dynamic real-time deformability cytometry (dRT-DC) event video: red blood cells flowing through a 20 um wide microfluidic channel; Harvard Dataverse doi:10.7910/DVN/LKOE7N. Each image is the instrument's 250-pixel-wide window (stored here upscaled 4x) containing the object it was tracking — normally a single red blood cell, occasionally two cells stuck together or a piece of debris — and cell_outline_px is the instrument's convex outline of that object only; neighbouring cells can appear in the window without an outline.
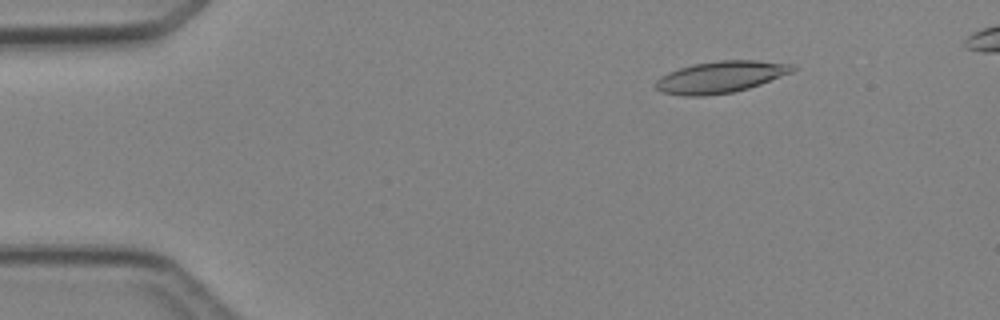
{"species": "Egyptian fruit bat (a non-hibernating species)", "species_latin": "Rousettus aegyptiacus", "temperature_condition": "cold", "stored_images_in_passage": 4, "camera_frame_rate_fps": 3000, "um_per_image_px": 0.085, "animal": {"sex": "female"}, "frame": {"image": 1, "passage_image": 1, "time_ms": 0.0, "image_size_px": [1000, 320], "cell_outline_px": [[796, 68], [792, 72], [760, 84], [748, 88], [732, 92], [704, 96], [684, 96], [660, 92], [656, 88], [656, 80], [660, 76], [668, 72], [692, 64], [720, 60], [756, 60], [792, 64]], "centroid_in_image_um": [61.22, 6.54], "position_along_channel_um": 23.8, "area_um2": 25.2}}
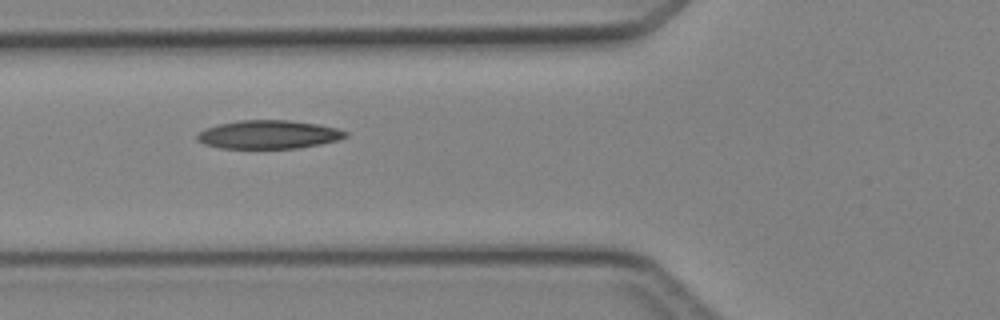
{"frame": {"image": 2, "passage_image": 4, "time_ms": 3.667, "image_size_px": [1000, 320], "cell_outline_px": [[348, 136], [340, 140], [300, 148], [220, 148], [204, 144], [196, 140], [196, 136], [204, 128], [220, 124], [240, 120], [288, 120], [316, 124], [336, 128], [348, 132]], "centroid_in_image_um": [22.83, 11.44], "position_along_channel_um": 103.0, "area_um2": 24.62}}